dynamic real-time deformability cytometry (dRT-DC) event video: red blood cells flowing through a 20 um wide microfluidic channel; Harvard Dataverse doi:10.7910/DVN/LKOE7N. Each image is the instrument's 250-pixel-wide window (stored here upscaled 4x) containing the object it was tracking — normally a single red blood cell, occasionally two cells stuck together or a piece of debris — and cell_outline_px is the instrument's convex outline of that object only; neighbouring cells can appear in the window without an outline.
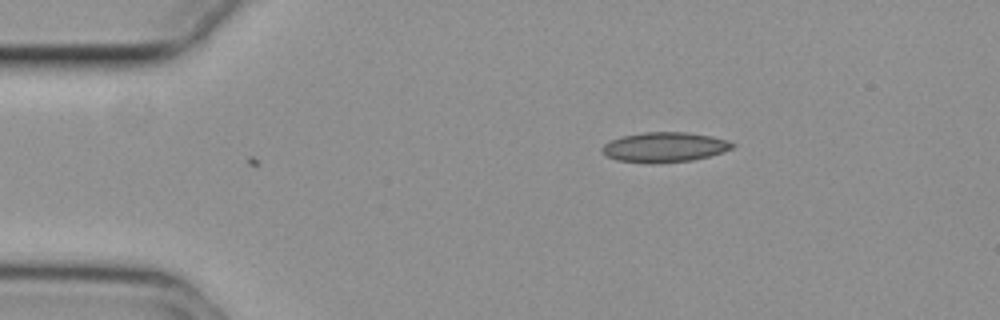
{"species": "common noctule bat (a hibernating species)", "species_latin": "Nyctalus noctula", "temperature_condition": "cold", "stored_images_in_passage": 10, "camera_frame_rate_fps": 3000, "um_per_image_px": 0.085, "animal": {"sex": "female", "body_mass_g": 29.2, "forearm_length_mm": 56.3}, "frame": {"image": 1, "passage_image": 10, "time_ms": 3.0, "image_size_px": [1000, 320], "cell_outline_px": [[736, 144], [732, 148], [724, 152], [692, 160], [656, 164], [648, 164], [616, 160], [608, 156], [600, 148], [604, 144], [620, 136], [644, 132], [688, 132], [712, 136], [728, 140]], "centroid_in_image_um": [56.49, 12.51], "position_along_channel_um": 28.5, "area_um2": 22.95}}